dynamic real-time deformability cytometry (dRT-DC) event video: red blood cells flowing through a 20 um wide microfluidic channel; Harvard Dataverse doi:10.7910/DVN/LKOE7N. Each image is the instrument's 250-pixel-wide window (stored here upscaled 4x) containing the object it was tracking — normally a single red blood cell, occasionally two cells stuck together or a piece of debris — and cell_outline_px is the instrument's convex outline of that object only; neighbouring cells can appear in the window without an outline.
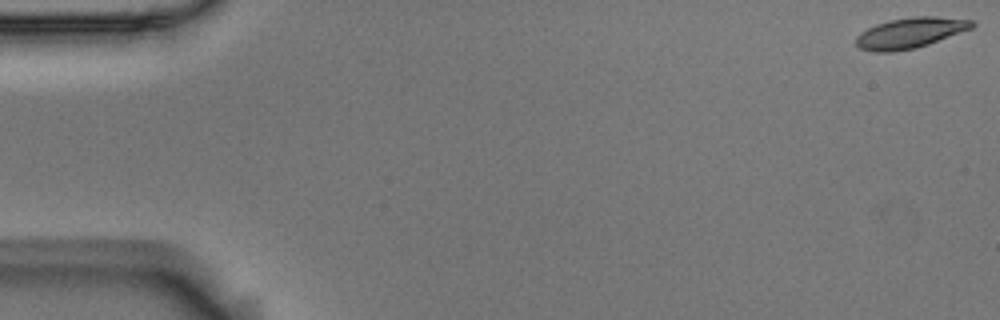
{"species": "Egyptian fruit bat (a non-hibernating species)", "species_latin": "Rousettus aegyptiacus", "temperature_condition": "room temperature", "stored_images_in_passage": 6, "camera_frame_rate_fps": 3000, "um_per_image_px": 0.085, "animal": {"sex": "male"}, "frame": {"image": 1, "passage_image": 1, "time_ms": 0.0, "image_size_px": [1000, 320], "cell_outline_px": [[976, 24], [972, 28], [928, 44], [916, 48], [892, 52], [872, 52], [860, 48], [856, 44], [856, 36], [860, 32], [876, 24], [892, 20], [912, 16], [936, 16], [972, 20]], "centroid_in_image_um": [77.35, 2.8], "position_along_channel_um": 7.7, "area_um2": 20.58}}
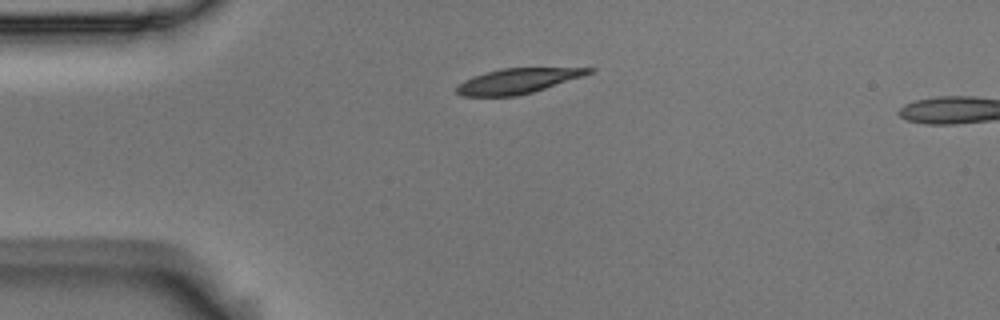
{"frame": {"image": 2, "passage_image": 6, "time_ms": 1.667, "image_size_px": [1000, 320], "cell_outline_px": [[596, 68], [592, 72], [532, 92], [516, 96], [460, 96], [456, 92], [456, 88], [464, 80], [472, 76], [500, 68]], "centroid_in_image_um": [43.91, 6.88], "position_along_channel_um": 41.1, "area_um2": 18.9}}